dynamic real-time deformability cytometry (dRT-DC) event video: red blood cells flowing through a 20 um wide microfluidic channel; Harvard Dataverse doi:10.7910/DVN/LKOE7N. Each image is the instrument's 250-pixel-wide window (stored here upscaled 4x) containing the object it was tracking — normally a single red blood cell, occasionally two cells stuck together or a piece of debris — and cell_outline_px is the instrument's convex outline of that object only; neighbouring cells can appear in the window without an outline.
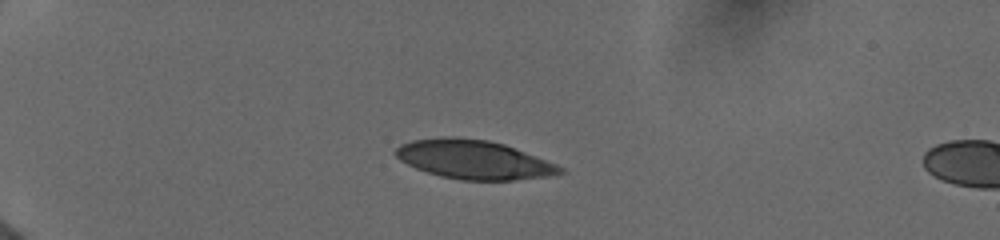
{"species": "human", "species_latin": "Homo sapiens", "temperature_condition": "cold", "stored_images_in_passage": 5, "camera_frame_rate_fps": 3000, "um_per_image_px": 0.085, "donor": {"sex": "female"}, "frame": {"image": 1, "passage_image": 1, "time_ms": 0.0, "image_size_px": [1000, 240], "cell_outline_px": [[568, 172], [548, 176], [512, 180], [460, 180], [440, 176], [416, 168], [400, 160], [392, 152], [400, 144], [412, 140], [444, 136], [452, 136], [488, 140], [504, 144], [556, 164], [564, 168]], "centroid_in_image_um": [40.25, 13.56], "position_along_channel_um": 44.8, "area_um2": 37.28}}